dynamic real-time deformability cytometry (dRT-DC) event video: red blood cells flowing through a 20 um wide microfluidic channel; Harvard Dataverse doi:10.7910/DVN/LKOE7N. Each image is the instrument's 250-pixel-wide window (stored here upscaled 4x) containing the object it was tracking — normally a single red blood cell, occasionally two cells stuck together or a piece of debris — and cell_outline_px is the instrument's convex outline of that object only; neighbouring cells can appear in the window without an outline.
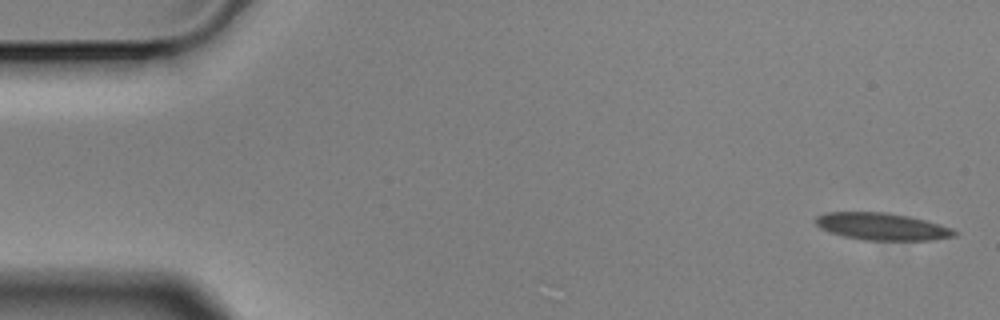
{"species": "Egyptian fruit bat (a non-hibernating species)", "species_latin": "Rousettus aegyptiacus", "temperature_condition": "cold", "stored_images_in_passage": 5, "camera_frame_rate_fps": 3000, "um_per_image_px": 0.085, "animal": {"sex": "male"}, "frame": {"image": 1, "passage_image": 1, "time_ms": 0.0, "image_size_px": [1000, 320], "cell_outline_px": [[956, 236], [932, 240], [864, 240], [844, 236], [820, 228], [816, 224], [816, 216], [824, 212], [884, 212], [908, 216], [940, 224], [952, 228], [956, 232]], "centroid_in_image_um": [74.97, 19.25], "position_along_channel_um": 10.0, "area_um2": 21.85}}
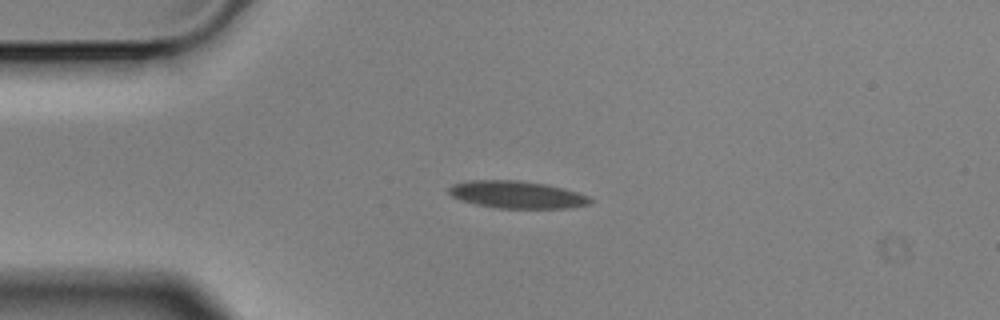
{"frame": {"image": 2, "passage_image": 4, "time_ms": 1.0, "image_size_px": [1000, 320], "cell_outline_px": [[592, 204], [568, 208], [496, 208], [476, 204], [460, 200], [452, 196], [448, 192], [448, 188], [452, 184], [472, 180], [516, 180], [548, 184], [564, 188], [588, 196], [592, 200]], "centroid_in_image_um": [43.94, 16.54], "position_along_channel_um": 41.1, "area_um2": 22.6}}